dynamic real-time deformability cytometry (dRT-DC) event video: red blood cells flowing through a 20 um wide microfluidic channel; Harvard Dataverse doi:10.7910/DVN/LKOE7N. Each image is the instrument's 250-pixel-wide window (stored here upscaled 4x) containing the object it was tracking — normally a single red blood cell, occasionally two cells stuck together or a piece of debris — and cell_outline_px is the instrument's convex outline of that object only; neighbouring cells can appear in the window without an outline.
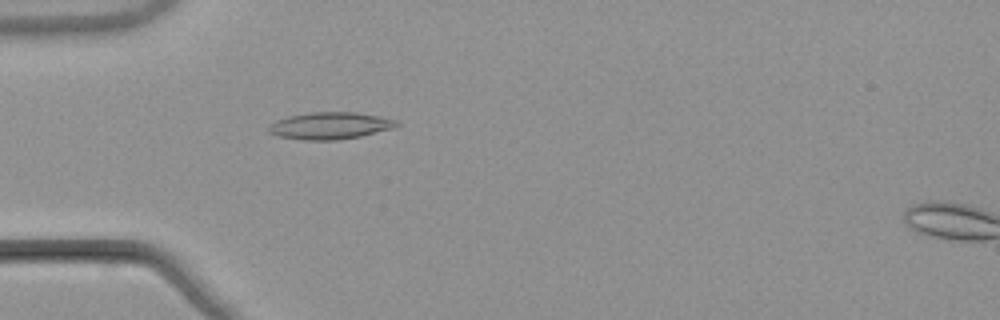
{"species": "common noctule bat (a hibernating species)", "species_latin": "Nyctalus noctula", "temperature_condition": "warm", "stored_images_in_passage": 54, "camera_frame_rate_fps": 3000, "um_per_image_px": 0.085, "animal": {"sex": "male", "body_mass_g": 21.5, "forearm_length_mm": 52.0}, "frame": {"image": 1, "passage_image": 17, "time_ms": 5.333, "image_size_px": [1000, 320], "cell_outline_px": [[400, 124], [392, 128], [360, 136], [336, 140], [304, 140], [280, 136], [268, 132], [268, 128], [276, 120], [288, 116], [312, 112], [356, 112], [380, 116], [396, 120]], "centroid_in_image_um": [28.06, 10.68], "position_along_channel_um": 56.9, "area_um2": 19.94}}
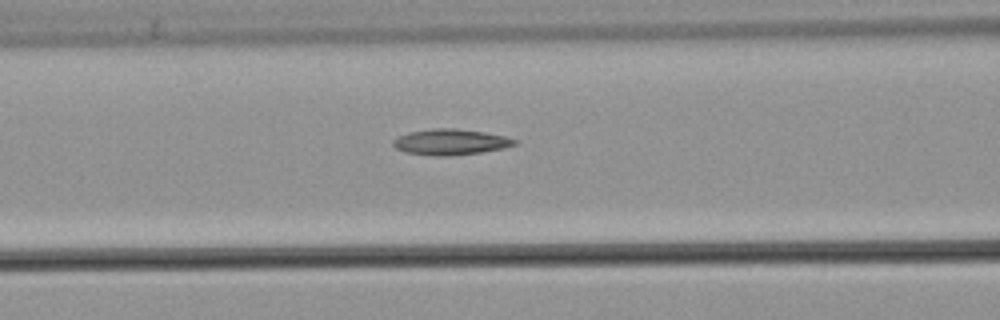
{"frame": {"image": 2, "passage_image": 23, "time_ms": 7.333, "image_size_px": [1000, 320], "cell_outline_px": [[520, 140], [516, 144], [504, 148], [480, 152], [448, 156], [436, 156], [404, 152], [396, 148], [392, 144], [392, 140], [396, 136], [408, 132], [432, 128], [456, 128], [484, 132], [504, 136]], "centroid_in_image_um": [38.27, 12.06], "position_along_channel_um": 128.3, "area_um2": 18.44}}
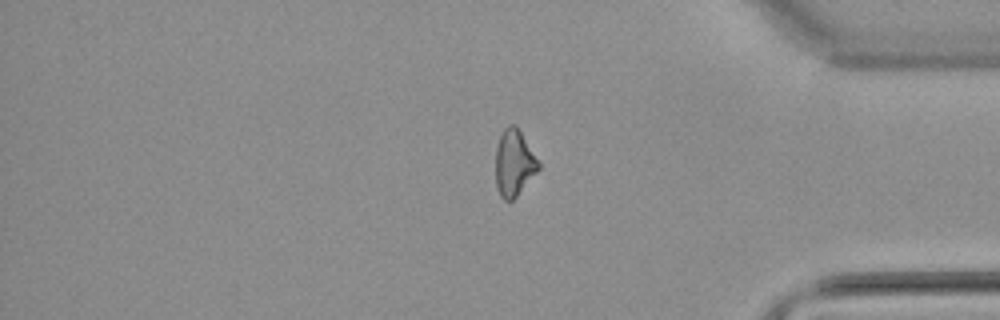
{"frame": {"image": 3, "passage_image": 45, "time_ms": 14.667, "image_size_px": [1000, 320], "cell_outline_px": [[540, 168], [516, 196], [512, 200], [504, 200], [500, 196], [496, 188], [496, 144], [504, 128], [508, 124], [516, 124], [540, 160]], "centroid_in_image_um": [43.7, 13.81], "position_along_channel_um": 391.5, "area_um2": 16.82}, "authors_computed_cell_mechanics": {"area_um2": 17.7446, "velocity_mm_per_s": 3.8806, "shape_relaxation_time_tau1_ms": null, "shape_relaxation_time_tau2_ms": 4.9134, "deformation_change_tau1": null, "deformation_change_tau2": 0.1551}}